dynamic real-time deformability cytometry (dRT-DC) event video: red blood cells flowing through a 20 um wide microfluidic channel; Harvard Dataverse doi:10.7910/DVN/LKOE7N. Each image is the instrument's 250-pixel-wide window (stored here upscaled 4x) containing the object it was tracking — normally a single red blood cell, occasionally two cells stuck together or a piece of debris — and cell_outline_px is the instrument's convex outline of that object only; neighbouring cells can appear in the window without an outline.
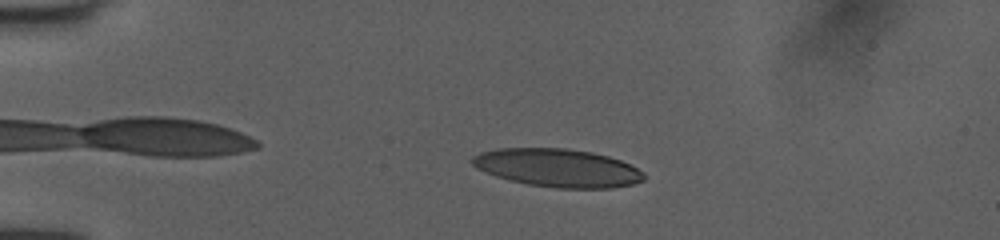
{"species": "human", "species_latin": "Homo sapiens", "temperature_condition": "room temperature", "stored_images_in_passage": 39, "camera_frame_rate_fps": 3000, "um_per_image_px": 0.085, "donor": {"sex": "female"}, "frame": {"image": 1, "passage_image": 6, "time_ms": 1.667, "image_size_px": [1000, 240], "cell_outline_px": [[644, 180], [632, 184], [612, 188], [556, 188], [528, 184], [496, 176], [476, 168], [472, 164], [472, 156], [480, 152], [496, 148], [568, 148], [592, 152], [608, 156], [620, 160], [644, 172]], "centroid_in_image_um": [47.39, 14.26], "position_along_channel_um": 37.6, "area_um2": 38.09}}
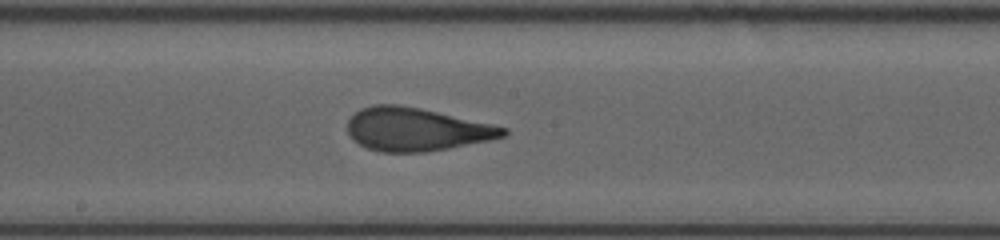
{"frame": {"image": 2, "passage_image": 23, "time_ms": 7.333, "image_size_px": [1000, 240], "cell_outline_px": [[508, 132], [504, 136], [488, 140], [448, 148], [424, 152], [380, 152], [368, 148], [352, 140], [348, 136], [348, 120], [360, 108], [372, 104], [400, 104], [420, 108], [492, 124], [508, 128]], "centroid_in_image_um": [35.34, 10.99], "position_along_channel_um": 212.9, "area_um2": 39.07}}
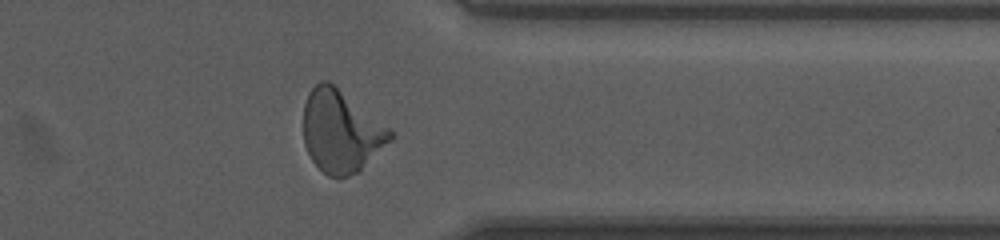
{"frame": {"image": 3, "passage_image": 36, "time_ms": 11.667, "image_size_px": [1000, 240], "cell_outline_px": [[392, 140], [356, 172], [348, 176], [328, 176], [312, 160], [304, 144], [304, 104], [308, 92], [320, 80], [328, 80], [388, 128], [392, 132]], "centroid_in_image_um": [28.94, 11.15], "position_along_channel_um": 382.5, "area_um2": 40.52}, "authors_computed_cell_mechanics": {"area_um2": 38.8994, "velocity_mm_per_s": 4.0153, "shape_relaxation_time_tau1_ms": 3.8323, "shape_relaxation_time_tau2_ms": 0.8363, "deformation_change_tau1": 0.1845, "deformation_change_tau2": 0.0913}}